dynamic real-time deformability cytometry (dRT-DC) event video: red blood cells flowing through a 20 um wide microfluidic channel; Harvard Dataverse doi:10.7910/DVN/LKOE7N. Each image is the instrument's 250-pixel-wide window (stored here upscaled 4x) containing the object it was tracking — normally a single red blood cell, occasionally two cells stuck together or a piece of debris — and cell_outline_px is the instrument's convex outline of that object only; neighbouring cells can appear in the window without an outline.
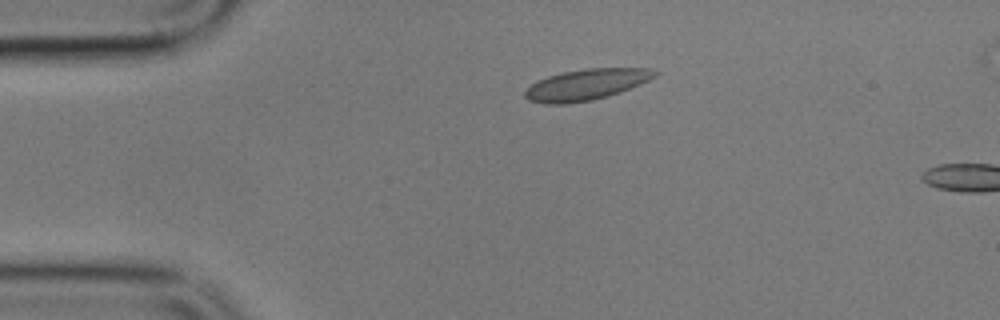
{"species": "common noctule bat (a hibernating species)", "species_latin": "Nyctalus noctula", "temperature_condition": "cold", "stored_images_in_passage": 3, "camera_frame_rate_fps": 3000, "um_per_image_px": 0.085, "animal": {"sex": "male", "body_mass_g": 17.9}, "frame": {"image": 1, "passage_image": 2, "time_ms": 2.333, "image_size_px": [1000, 320], "cell_outline_px": [[660, 72], [656, 76], [640, 84], [620, 92], [608, 96], [592, 100], [564, 104], [544, 104], [528, 100], [524, 96], [524, 92], [532, 84], [548, 76], [564, 72], [588, 68], [652, 68]], "centroid_in_image_um": [49.85, 7.19], "position_along_channel_um": 35.1, "area_um2": 23.35}}